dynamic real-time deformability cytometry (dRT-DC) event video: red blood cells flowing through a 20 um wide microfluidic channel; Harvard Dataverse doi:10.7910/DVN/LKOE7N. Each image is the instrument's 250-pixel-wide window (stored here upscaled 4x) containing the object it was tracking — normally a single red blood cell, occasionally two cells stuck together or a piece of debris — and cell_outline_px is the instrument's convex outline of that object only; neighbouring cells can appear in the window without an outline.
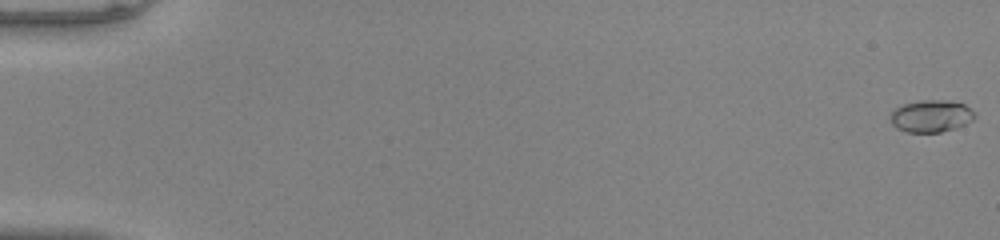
{"species": "common noctule bat (a hibernating species)", "species_latin": "Nyctalus noctula", "temperature_condition": "warm", "stored_images_in_passage": 22, "camera_frame_rate_fps": 3000, "um_per_image_px": 0.085, "animal": {"sex": "male", "body_mass_g": 20.0, "forearm_length_mm": 53.3}, "frame": {"image": 1, "passage_image": 1, "time_ms": 0.0, "image_size_px": [1000, 240], "cell_outline_px": [[976, 116], [972, 120], [956, 128], [940, 132], [908, 132], [896, 128], [892, 124], [888, 116], [896, 108], [904, 104], [920, 100], [948, 100], [964, 104], [976, 112]], "centroid_in_image_um": [79.14, 9.86], "position_along_channel_um": 5.9, "area_um2": 15.9}}
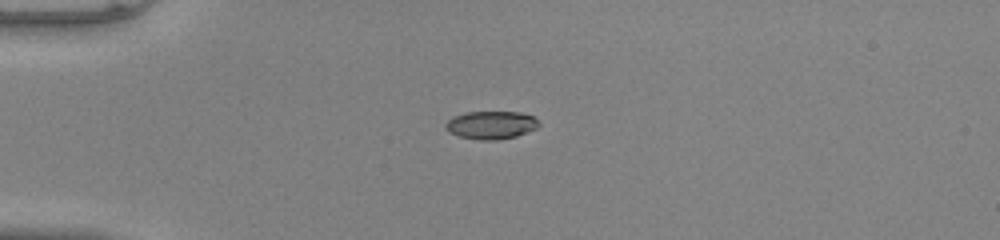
{"frame": {"image": 2, "passage_image": 15, "time_ms": 4.667, "image_size_px": [1000, 240], "cell_outline_px": [[540, 124], [536, 128], [516, 136], [496, 140], [480, 140], [460, 136], [448, 132], [444, 128], [444, 124], [452, 116], [468, 112], [520, 112], [532, 116]], "centroid_in_image_um": [41.69, 10.62], "position_along_channel_um": 43.3, "area_um2": 15.14}}
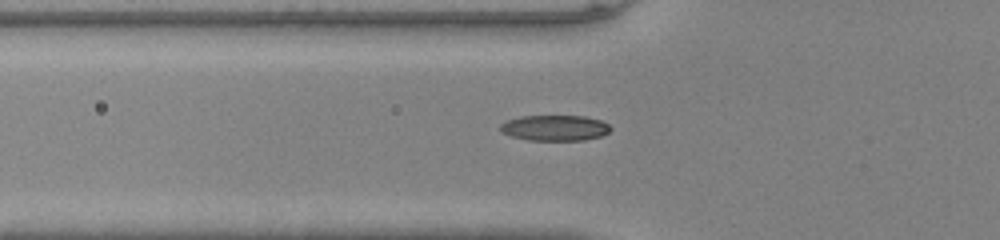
{"frame": {"image": 3, "passage_image": 20, "time_ms": 6.333, "image_size_px": [1000, 240], "cell_outline_px": [[612, 128], [608, 132], [600, 136], [584, 140], [528, 140], [512, 136], [500, 132], [500, 124], [508, 120], [520, 116], [584, 116], [600, 120], [608, 124]], "centroid_in_image_um": [47.15, 10.87], "position_along_channel_um": 78.7, "area_um2": 16.42}}